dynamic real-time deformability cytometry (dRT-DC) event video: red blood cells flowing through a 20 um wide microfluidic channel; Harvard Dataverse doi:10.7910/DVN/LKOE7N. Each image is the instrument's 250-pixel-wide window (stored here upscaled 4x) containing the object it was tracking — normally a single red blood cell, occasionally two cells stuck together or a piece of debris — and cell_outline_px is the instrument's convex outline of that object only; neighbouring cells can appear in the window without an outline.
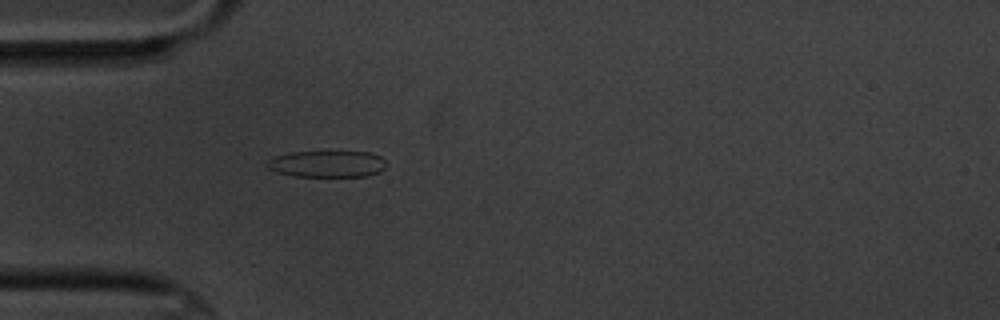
{"species": "common noctule bat (a hibernating species)", "species_latin": "Nyctalus noctula", "temperature_condition": "cold", "stored_images_in_passage": 4, "camera_frame_rate_fps": 3000, "um_per_image_px": 0.085, "animal": {"sex": "male", "body_mass_g": 20.1, "forearm_length_mm": 53.5}, "frame": {"image": 1, "passage_image": 4, "time_ms": 3.667, "image_size_px": [1000, 320], "cell_outline_px": [[388, 164], [380, 172], [368, 176], [296, 176], [276, 172], [268, 168], [268, 160], [276, 156], [292, 152], [372, 152], [380, 156]], "centroid_in_image_um": [27.86, 13.93], "position_along_channel_um": 57.1, "area_um2": 18.38}}